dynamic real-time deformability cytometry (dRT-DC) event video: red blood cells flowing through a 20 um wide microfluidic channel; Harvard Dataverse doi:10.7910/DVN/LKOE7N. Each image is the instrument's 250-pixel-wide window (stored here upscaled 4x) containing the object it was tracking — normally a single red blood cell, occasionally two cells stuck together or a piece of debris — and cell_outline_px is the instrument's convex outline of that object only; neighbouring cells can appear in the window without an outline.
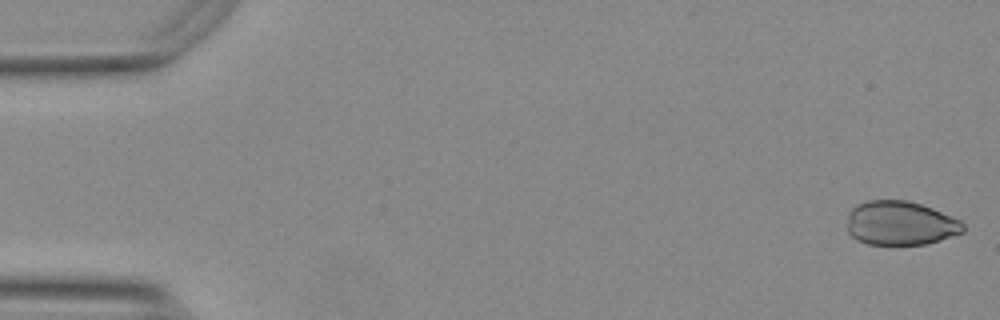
{"species": "Egyptian fruit bat (a non-hibernating species)", "species_latin": "Rousettus aegyptiacus", "temperature_condition": "warm", "stored_images_in_passage": 54, "camera_frame_rate_fps": 3000, "um_per_image_px": 0.085, "animal": {"sex": "female"}, "frame": {"image": 1, "passage_image": 1, "time_ms": 0.0, "image_size_px": [1000, 320], "cell_outline_px": [[964, 232], [940, 240], [924, 244], [868, 244], [856, 240], [848, 232], [848, 212], [856, 204], [868, 200], [908, 200], [932, 208], [960, 220], [964, 224]], "centroid_in_image_um": [76.51, 18.96], "position_along_channel_um": 8.5, "area_um2": 29.82}}
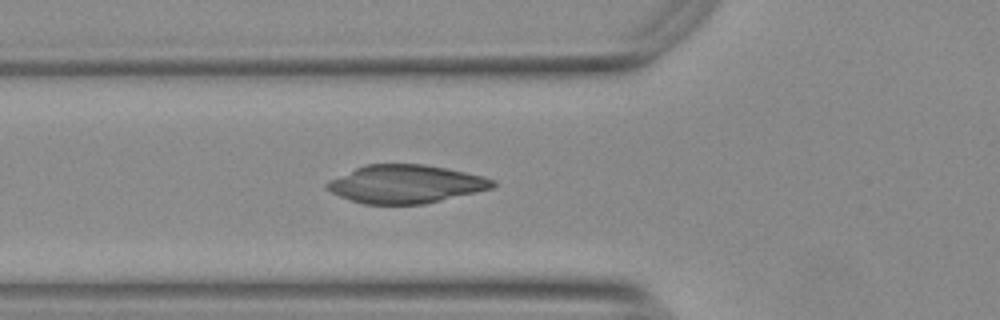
{"frame": {"image": 2, "passage_image": 19, "time_ms": 6.0, "image_size_px": [1000, 320], "cell_outline_px": [[496, 184], [492, 188], [476, 192], [424, 204], [364, 204], [340, 196], [324, 188], [324, 184], [328, 180], [364, 164], [424, 164], [484, 176], [496, 180]], "centroid_in_image_um": [34.46, 15.64], "position_along_channel_um": 91.3, "area_um2": 36.82}}
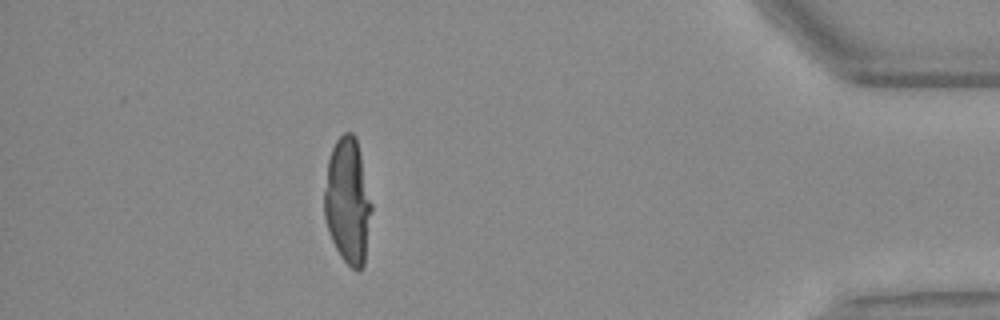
{"frame": {"image": 3, "passage_image": 48, "time_ms": 15.667, "image_size_px": [1000, 320], "cell_outline_px": [[372, 212], [364, 264], [360, 272], [356, 272], [340, 256], [332, 240], [324, 216], [324, 192], [328, 160], [332, 148], [336, 140], [344, 132], [352, 132], [356, 136], [372, 204]], "centroid_in_image_um": [29.57, 17.11], "position_along_channel_um": 405.6, "area_um2": 34.68}}